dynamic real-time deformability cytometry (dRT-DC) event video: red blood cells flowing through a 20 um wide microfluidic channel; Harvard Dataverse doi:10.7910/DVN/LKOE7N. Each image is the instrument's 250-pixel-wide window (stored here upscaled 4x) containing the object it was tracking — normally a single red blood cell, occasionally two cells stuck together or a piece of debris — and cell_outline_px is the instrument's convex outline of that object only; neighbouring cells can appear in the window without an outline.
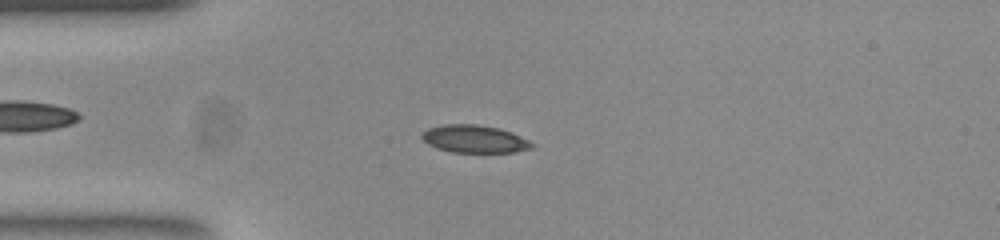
{"species": "common noctule bat (a hibernating species)", "species_latin": "Nyctalus noctula", "temperature_condition": "room temperature", "stored_images_in_passage": 52, "camera_frame_rate_fps": 3000, "um_per_image_px": 0.085, "animal": {"sex": "female", "body_mass_g": 23.0, "forearm_length_mm": 53.4}, "frame": {"image": 1, "passage_image": 13, "time_ms": 4.0, "image_size_px": [1000, 240], "cell_outline_px": [[536, 144], [532, 148], [512, 152], [452, 152], [436, 148], [428, 144], [420, 136], [428, 128], [444, 124], [476, 124], [500, 128], [512, 132]], "centroid_in_image_um": [40.34, 11.81], "position_along_channel_um": 44.7, "area_um2": 17.74}}
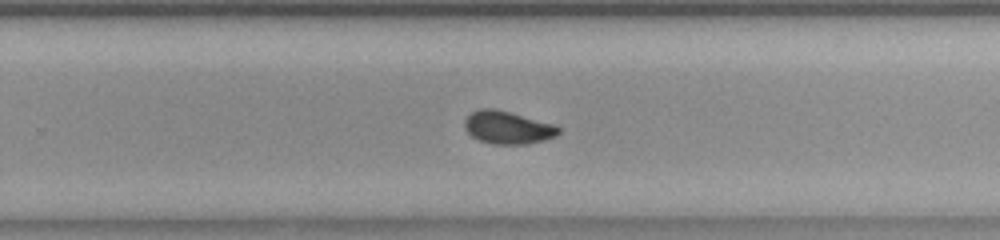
{"frame": {"image": 2, "passage_image": 33, "time_ms": 10.667, "image_size_px": [1000, 240], "cell_outline_px": [[560, 132], [556, 136], [544, 140], [524, 144], [492, 144], [480, 140], [472, 136], [464, 128], [464, 120], [472, 112], [480, 108], [496, 108], [512, 112], [556, 124], [560, 128]], "centroid_in_image_um": [43.17, 10.82], "position_along_channel_um": 286.6, "area_um2": 18.15}}
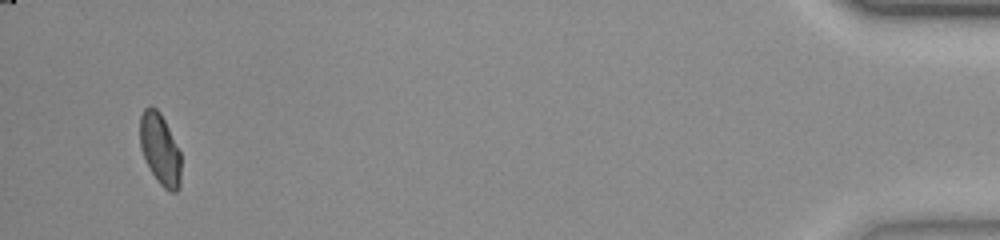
{"frame": {"image": 3, "passage_image": 50, "time_ms": 16.333, "image_size_px": [1000, 240], "cell_outline_px": [[180, 188], [176, 192], [172, 192], [164, 188], [160, 184], [152, 172], [140, 148], [140, 116], [144, 108], [148, 104], [152, 104], [160, 112], [180, 152]], "centroid_in_image_um": [13.59, 12.65], "position_along_channel_um": 421.6, "area_um2": 16.94}, "authors_computed_cell_mechanics": {"area_um2": 17.6868, "velocity_mm_per_s": 3.8831, "shape_relaxation_time_tau1_ms": 4.9011, "shape_relaxation_time_tau2_ms": 1.0779, "deformation_change_tau1": 0.1259, "deformation_change_tau2": 0.0441}}